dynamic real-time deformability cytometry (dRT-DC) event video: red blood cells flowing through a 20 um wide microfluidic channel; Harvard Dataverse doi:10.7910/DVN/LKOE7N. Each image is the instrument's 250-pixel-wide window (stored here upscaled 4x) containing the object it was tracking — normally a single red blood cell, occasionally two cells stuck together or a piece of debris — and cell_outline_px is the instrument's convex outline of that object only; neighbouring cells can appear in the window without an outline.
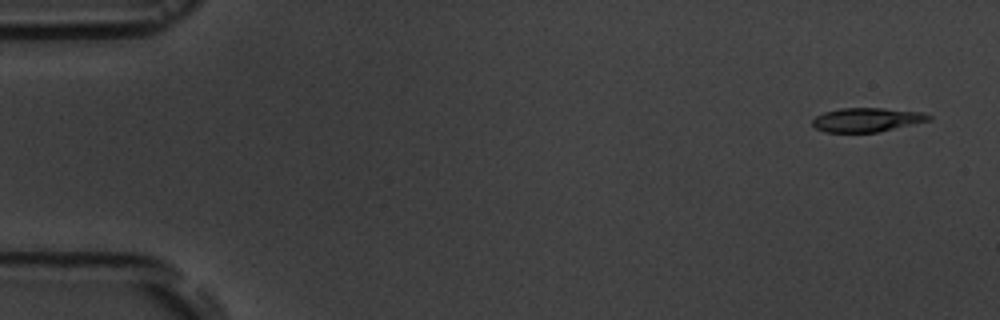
{"species": "common noctule bat (a hibernating species)", "species_latin": "Nyctalus noctula", "temperature_condition": "room temperature", "stored_images_in_passage": 5, "camera_frame_rate_fps": 3000, "um_per_image_px": 0.085, "animal": {"sex": "male", "body_mass_g": 19.5, "forearm_length_mm": 54.6}, "frame": {"image": 1, "passage_image": 1, "time_ms": 0.0, "image_size_px": [1000, 320], "cell_outline_px": [[932, 120], [876, 132], [824, 132], [816, 128], [812, 124], [812, 120], [816, 116], [824, 112], [840, 108], [884, 108], [924, 112], [932, 116]], "centroid_in_image_um": [73.7, 10.17], "position_along_channel_um": 11.3, "area_um2": 16.3}}
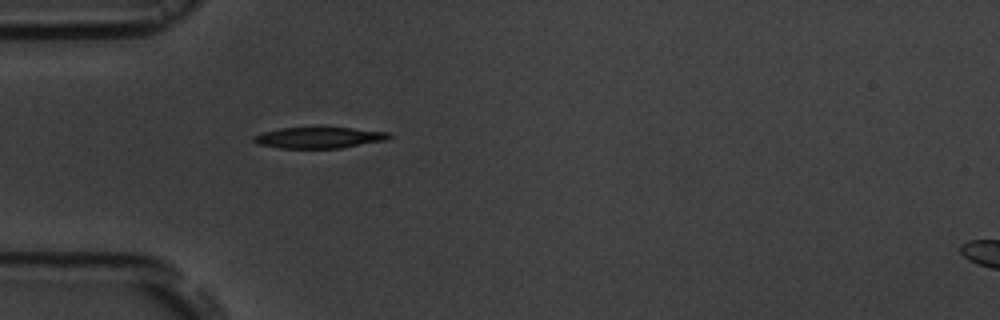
{"frame": {"image": 2, "passage_image": 5, "time_ms": 4.667, "image_size_px": [1000, 320], "cell_outline_px": [[392, 136], [388, 140], [340, 148], [280, 148], [256, 144], [252, 140], [252, 136], [264, 132], [280, 128], [352, 128], [392, 132]], "centroid_in_image_um": [27.15, 11.7], "position_along_channel_um": 57.9, "area_um2": 16.7}}